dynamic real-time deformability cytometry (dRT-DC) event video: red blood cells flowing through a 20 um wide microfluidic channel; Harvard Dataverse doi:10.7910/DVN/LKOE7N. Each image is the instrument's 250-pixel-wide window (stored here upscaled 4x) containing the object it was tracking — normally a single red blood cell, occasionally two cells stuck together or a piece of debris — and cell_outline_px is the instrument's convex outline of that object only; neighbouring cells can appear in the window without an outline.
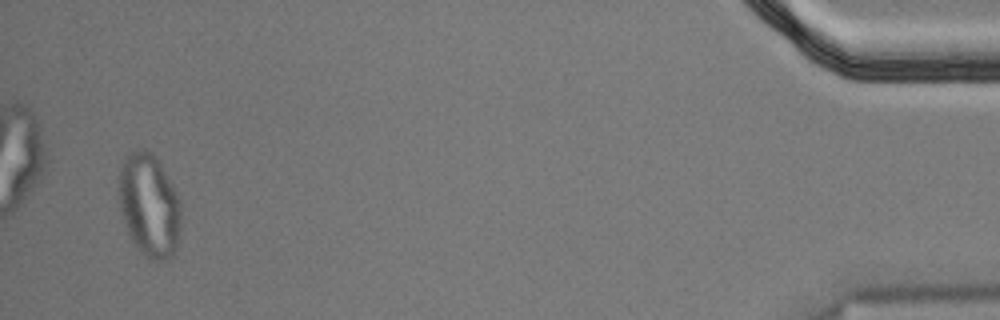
{"species": "Egyptian fruit bat (a non-hibernating species)", "species_latin": "Rousettus aegyptiacus", "temperature_condition": "cold", "stored_images_in_passage": 58, "segment_of_instrument_passage": [2, 2], "camera_frame_rate_fps": 3000, "um_per_image_px": 0.085, "animal": {"sex": "male"}, "frame": {"image": 1, "passage_image": 56, "time_ms": 18.333, "image_size_px": [1000, 320], "cell_outline_px": [[180, 224], [176, 252], [168, 260], [152, 260], [144, 256], [132, 240], [128, 232], [120, 208], [120, 172], [124, 160], [128, 152], [136, 148], [144, 148], [152, 152], [160, 164], [176, 192], [180, 204]], "centroid_in_image_um": [12.7, 17.46], "position_along_channel_um": 422.5, "area_um2": 37.05}}